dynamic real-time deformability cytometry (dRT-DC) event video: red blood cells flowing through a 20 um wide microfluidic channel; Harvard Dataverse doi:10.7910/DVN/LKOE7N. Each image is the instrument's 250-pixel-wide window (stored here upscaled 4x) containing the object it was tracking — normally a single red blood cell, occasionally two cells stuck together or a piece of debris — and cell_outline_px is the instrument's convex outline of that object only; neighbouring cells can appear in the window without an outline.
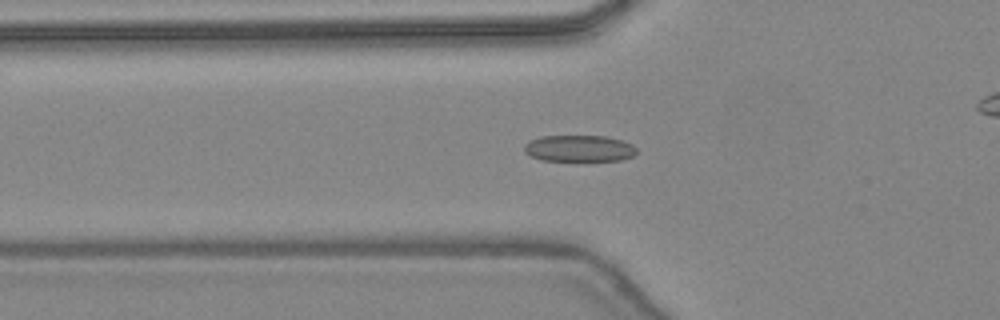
{"species": "common noctule bat (a hibernating species)", "species_latin": "Nyctalus noctula", "temperature_condition": "warm", "stored_images_in_passage": 34, "camera_frame_rate_fps": 3000, "um_per_image_px": 0.085, "animal": {"sex": "female", "body_mass_g": 24.6, "forearm_length_mm": 56.2}, "frame": {"image": 1, "passage_image": 4, "time_ms": 1.0, "image_size_px": [1000, 320], "cell_outline_px": [[636, 152], [632, 156], [620, 160], [540, 160], [524, 152], [524, 144], [528, 140], [540, 136], [604, 136], [620, 140], [632, 144], [636, 148]], "centroid_in_image_um": [49.18, 12.6], "position_along_channel_um": 76.6, "area_um2": 17.22}}
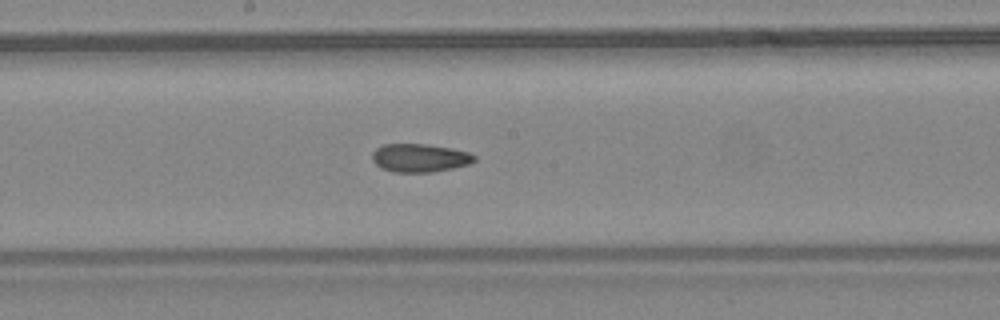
{"frame": {"image": 2, "passage_image": 13, "time_ms": 4.0, "image_size_px": [1000, 320], "cell_outline_px": [[476, 160], [468, 164], [452, 168], [432, 172], [392, 172], [380, 168], [372, 160], [372, 152], [376, 148], [384, 144], [428, 144], [452, 148], [468, 152], [476, 156]], "centroid_in_image_um": [35.66, 13.42], "position_along_channel_um": 212.5, "area_um2": 16.94}}
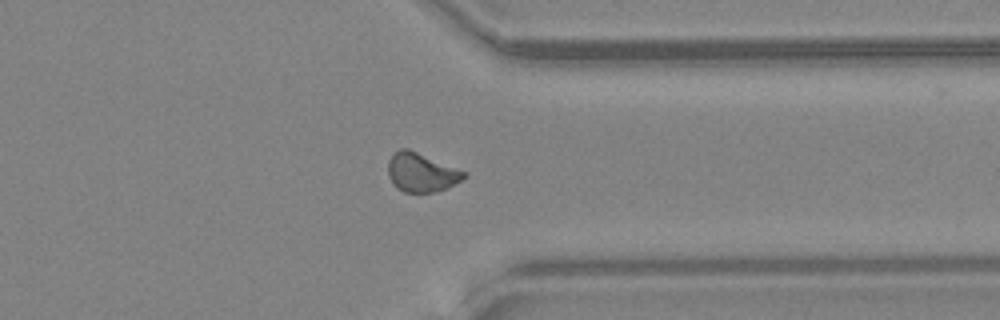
{"frame": {"image": 3, "passage_image": 24, "time_ms": 7.667, "image_size_px": [1000, 320], "cell_outline_px": [[468, 176], [448, 188], [432, 192], [404, 192], [396, 188], [392, 184], [388, 176], [388, 160], [392, 152], [400, 148], [408, 148], [468, 172]], "centroid_in_image_um": [35.81, 14.64], "position_along_channel_um": 375.6, "area_um2": 17.57}, "authors_computed_cell_mechanics": {"area_um2": 16.9932, "velocity_mm_per_s": 4.5055, "shape_relaxation_time_tau1_ms": 5.3808, "shape_relaxation_time_tau2_ms": 2.6005, "deformation_change_tau1": 0.1301, "deformation_change_tau2": 0.0898}}